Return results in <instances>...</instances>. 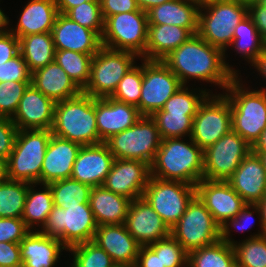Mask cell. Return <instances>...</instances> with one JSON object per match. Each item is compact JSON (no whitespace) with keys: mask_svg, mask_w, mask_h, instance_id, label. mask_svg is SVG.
<instances>
[{"mask_svg":"<svg viewBox=\"0 0 266 267\" xmlns=\"http://www.w3.org/2000/svg\"><path fill=\"white\" fill-rule=\"evenodd\" d=\"M112 267H135L133 265H126V264H114Z\"/></svg>","mask_w":266,"mask_h":267,"instance_id":"89a4df30","label":"cell"},{"mask_svg":"<svg viewBox=\"0 0 266 267\" xmlns=\"http://www.w3.org/2000/svg\"><path fill=\"white\" fill-rule=\"evenodd\" d=\"M196 195V186L181 181L150 177L142 197L171 229Z\"/></svg>","mask_w":266,"mask_h":267,"instance_id":"7c38bea8","label":"cell"},{"mask_svg":"<svg viewBox=\"0 0 266 267\" xmlns=\"http://www.w3.org/2000/svg\"><path fill=\"white\" fill-rule=\"evenodd\" d=\"M74 267H112L115 263L109 254L93 241H87L68 249Z\"/></svg>","mask_w":266,"mask_h":267,"instance_id":"b9f144b4","label":"cell"},{"mask_svg":"<svg viewBox=\"0 0 266 267\" xmlns=\"http://www.w3.org/2000/svg\"><path fill=\"white\" fill-rule=\"evenodd\" d=\"M90 0H56L58 13L66 14L71 8Z\"/></svg>","mask_w":266,"mask_h":267,"instance_id":"680465c9","label":"cell"},{"mask_svg":"<svg viewBox=\"0 0 266 267\" xmlns=\"http://www.w3.org/2000/svg\"><path fill=\"white\" fill-rule=\"evenodd\" d=\"M31 81L0 82V117L12 118L16 113L20 99Z\"/></svg>","mask_w":266,"mask_h":267,"instance_id":"7dc6e473","label":"cell"},{"mask_svg":"<svg viewBox=\"0 0 266 267\" xmlns=\"http://www.w3.org/2000/svg\"><path fill=\"white\" fill-rule=\"evenodd\" d=\"M0 266H22L20 243L0 242Z\"/></svg>","mask_w":266,"mask_h":267,"instance_id":"f5cc1de1","label":"cell"},{"mask_svg":"<svg viewBox=\"0 0 266 267\" xmlns=\"http://www.w3.org/2000/svg\"><path fill=\"white\" fill-rule=\"evenodd\" d=\"M199 7L193 0H171L147 12L148 25H177L198 32Z\"/></svg>","mask_w":266,"mask_h":267,"instance_id":"f546056e","label":"cell"},{"mask_svg":"<svg viewBox=\"0 0 266 267\" xmlns=\"http://www.w3.org/2000/svg\"><path fill=\"white\" fill-rule=\"evenodd\" d=\"M261 212V223L264 228V234L266 235V194L264 197L256 204Z\"/></svg>","mask_w":266,"mask_h":267,"instance_id":"6125c7cd","label":"cell"},{"mask_svg":"<svg viewBox=\"0 0 266 267\" xmlns=\"http://www.w3.org/2000/svg\"><path fill=\"white\" fill-rule=\"evenodd\" d=\"M196 195L221 227L247 204L227 181L202 179L196 184Z\"/></svg>","mask_w":266,"mask_h":267,"instance_id":"2e32d148","label":"cell"},{"mask_svg":"<svg viewBox=\"0 0 266 267\" xmlns=\"http://www.w3.org/2000/svg\"><path fill=\"white\" fill-rule=\"evenodd\" d=\"M19 51L31 73L45 67L54 61L55 57L52 33L46 32L20 37Z\"/></svg>","mask_w":266,"mask_h":267,"instance_id":"d6a6232c","label":"cell"},{"mask_svg":"<svg viewBox=\"0 0 266 267\" xmlns=\"http://www.w3.org/2000/svg\"><path fill=\"white\" fill-rule=\"evenodd\" d=\"M148 15L143 10L118 13L104 20L102 46L128 51L145 60Z\"/></svg>","mask_w":266,"mask_h":267,"instance_id":"30bf717a","label":"cell"},{"mask_svg":"<svg viewBox=\"0 0 266 267\" xmlns=\"http://www.w3.org/2000/svg\"><path fill=\"white\" fill-rule=\"evenodd\" d=\"M259 3H260L262 6L266 7V0H260Z\"/></svg>","mask_w":266,"mask_h":267,"instance_id":"2644e50d","label":"cell"},{"mask_svg":"<svg viewBox=\"0 0 266 267\" xmlns=\"http://www.w3.org/2000/svg\"><path fill=\"white\" fill-rule=\"evenodd\" d=\"M8 179V159L0 158V183Z\"/></svg>","mask_w":266,"mask_h":267,"instance_id":"e7e4bbea","label":"cell"},{"mask_svg":"<svg viewBox=\"0 0 266 267\" xmlns=\"http://www.w3.org/2000/svg\"><path fill=\"white\" fill-rule=\"evenodd\" d=\"M93 56L70 50H55L54 61L83 90L89 82Z\"/></svg>","mask_w":266,"mask_h":267,"instance_id":"d590c367","label":"cell"},{"mask_svg":"<svg viewBox=\"0 0 266 267\" xmlns=\"http://www.w3.org/2000/svg\"><path fill=\"white\" fill-rule=\"evenodd\" d=\"M68 248L57 238L30 231L20 242L22 267H55Z\"/></svg>","mask_w":266,"mask_h":267,"instance_id":"484cf974","label":"cell"},{"mask_svg":"<svg viewBox=\"0 0 266 267\" xmlns=\"http://www.w3.org/2000/svg\"><path fill=\"white\" fill-rule=\"evenodd\" d=\"M10 20L9 17L4 13V10L0 8V34H4L6 32H9V26H10ZM8 28V29H7Z\"/></svg>","mask_w":266,"mask_h":267,"instance_id":"be15d7a7","label":"cell"},{"mask_svg":"<svg viewBox=\"0 0 266 267\" xmlns=\"http://www.w3.org/2000/svg\"><path fill=\"white\" fill-rule=\"evenodd\" d=\"M230 47L237 54H240L239 56L244 58L248 65H251L259 53L266 47V42L259 36L256 27L248 15L235 27Z\"/></svg>","mask_w":266,"mask_h":267,"instance_id":"e575fe53","label":"cell"},{"mask_svg":"<svg viewBox=\"0 0 266 267\" xmlns=\"http://www.w3.org/2000/svg\"><path fill=\"white\" fill-rule=\"evenodd\" d=\"M195 2V4L201 8L203 6H206L208 4H211V3H215V2H218V1H223V0H193Z\"/></svg>","mask_w":266,"mask_h":267,"instance_id":"03108f58","label":"cell"},{"mask_svg":"<svg viewBox=\"0 0 266 267\" xmlns=\"http://www.w3.org/2000/svg\"><path fill=\"white\" fill-rule=\"evenodd\" d=\"M50 186L53 204L60 207L63 203H89L92 187L73 178L61 179L48 184Z\"/></svg>","mask_w":266,"mask_h":267,"instance_id":"60d3db41","label":"cell"},{"mask_svg":"<svg viewBox=\"0 0 266 267\" xmlns=\"http://www.w3.org/2000/svg\"><path fill=\"white\" fill-rule=\"evenodd\" d=\"M151 177L150 165L139 160L115 159L103 186L131 200L142 197Z\"/></svg>","mask_w":266,"mask_h":267,"instance_id":"e0dca14e","label":"cell"},{"mask_svg":"<svg viewBox=\"0 0 266 267\" xmlns=\"http://www.w3.org/2000/svg\"><path fill=\"white\" fill-rule=\"evenodd\" d=\"M55 50H70L94 56L102 47L101 37L93 30L58 13L52 28Z\"/></svg>","mask_w":266,"mask_h":267,"instance_id":"ffe728a7","label":"cell"},{"mask_svg":"<svg viewBox=\"0 0 266 267\" xmlns=\"http://www.w3.org/2000/svg\"><path fill=\"white\" fill-rule=\"evenodd\" d=\"M148 246L160 253L162 267H187L188 252L171 234Z\"/></svg>","mask_w":266,"mask_h":267,"instance_id":"bcb514c9","label":"cell"},{"mask_svg":"<svg viewBox=\"0 0 266 267\" xmlns=\"http://www.w3.org/2000/svg\"><path fill=\"white\" fill-rule=\"evenodd\" d=\"M100 7L104 20L118 13L140 10L136 0H100Z\"/></svg>","mask_w":266,"mask_h":267,"instance_id":"816d5d0a","label":"cell"},{"mask_svg":"<svg viewBox=\"0 0 266 267\" xmlns=\"http://www.w3.org/2000/svg\"><path fill=\"white\" fill-rule=\"evenodd\" d=\"M18 129L11 118L0 117V158L9 159Z\"/></svg>","mask_w":266,"mask_h":267,"instance_id":"f907efd6","label":"cell"},{"mask_svg":"<svg viewBox=\"0 0 266 267\" xmlns=\"http://www.w3.org/2000/svg\"><path fill=\"white\" fill-rule=\"evenodd\" d=\"M115 264L135 266L141 245L127 231L125 224L97 226L92 240Z\"/></svg>","mask_w":266,"mask_h":267,"instance_id":"d4e9b609","label":"cell"},{"mask_svg":"<svg viewBox=\"0 0 266 267\" xmlns=\"http://www.w3.org/2000/svg\"><path fill=\"white\" fill-rule=\"evenodd\" d=\"M32 73L22 55L8 60L0 65V82L4 81H31Z\"/></svg>","mask_w":266,"mask_h":267,"instance_id":"c3c4849f","label":"cell"},{"mask_svg":"<svg viewBox=\"0 0 266 267\" xmlns=\"http://www.w3.org/2000/svg\"><path fill=\"white\" fill-rule=\"evenodd\" d=\"M97 230L89 203H63L53 206L47 221L39 231L57 238L68 249L87 241H92Z\"/></svg>","mask_w":266,"mask_h":267,"instance_id":"8992f818","label":"cell"},{"mask_svg":"<svg viewBox=\"0 0 266 267\" xmlns=\"http://www.w3.org/2000/svg\"><path fill=\"white\" fill-rule=\"evenodd\" d=\"M247 15L251 18L259 36L266 42V7L259 2L247 7Z\"/></svg>","mask_w":266,"mask_h":267,"instance_id":"11a10c76","label":"cell"},{"mask_svg":"<svg viewBox=\"0 0 266 267\" xmlns=\"http://www.w3.org/2000/svg\"><path fill=\"white\" fill-rule=\"evenodd\" d=\"M221 227L210 211L195 195L188 203L185 213L170 229V234L189 253L220 240Z\"/></svg>","mask_w":266,"mask_h":267,"instance_id":"8fae6325","label":"cell"},{"mask_svg":"<svg viewBox=\"0 0 266 267\" xmlns=\"http://www.w3.org/2000/svg\"><path fill=\"white\" fill-rule=\"evenodd\" d=\"M29 184L10 179L0 183V218H22Z\"/></svg>","mask_w":266,"mask_h":267,"instance_id":"8d00e7d4","label":"cell"},{"mask_svg":"<svg viewBox=\"0 0 266 267\" xmlns=\"http://www.w3.org/2000/svg\"><path fill=\"white\" fill-rule=\"evenodd\" d=\"M72 21L95 31L100 37L104 31V18L100 0H90L71 8L66 14Z\"/></svg>","mask_w":266,"mask_h":267,"instance_id":"ee69618b","label":"cell"},{"mask_svg":"<svg viewBox=\"0 0 266 267\" xmlns=\"http://www.w3.org/2000/svg\"><path fill=\"white\" fill-rule=\"evenodd\" d=\"M226 181L247 204H257L266 194V171L252 150Z\"/></svg>","mask_w":266,"mask_h":267,"instance_id":"cb8c5ba5","label":"cell"},{"mask_svg":"<svg viewBox=\"0 0 266 267\" xmlns=\"http://www.w3.org/2000/svg\"><path fill=\"white\" fill-rule=\"evenodd\" d=\"M259 219V226L261 231H264L261 223V212L256 204H246L245 207L234 217L229 219L226 223L221 226L220 239L229 245H234L237 241L232 238L231 232L235 229L239 232L248 231L254 224L253 215ZM232 227V228H231ZM234 228V229H233ZM231 236V237H230Z\"/></svg>","mask_w":266,"mask_h":267,"instance_id":"f6af8a7d","label":"cell"},{"mask_svg":"<svg viewBox=\"0 0 266 267\" xmlns=\"http://www.w3.org/2000/svg\"><path fill=\"white\" fill-rule=\"evenodd\" d=\"M204 89V90H203ZM190 89L182 85L166 102L162 108L167 113H184V115H196L199 106L213 92L205 88ZM198 90V91H197ZM196 91V92H195Z\"/></svg>","mask_w":266,"mask_h":267,"instance_id":"ab89813d","label":"cell"},{"mask_svg":"<svg viewBox=\"0 0 266 267\" xmlns=\"http://www.w3.org/2000/svg\"><path fill=\"white\" fill-rule=\"evenodd\" d=\"M193 34L177 25H148L145 60L162 61Z\"/></svg>","mask_w":266,"mask_h":267,"instance_id":"4dcf8cb0","label":"cell"},{"mask_svg":"<svg viewBox=\"0 0 266 267\" xmlns=\"http://www.w3.org/2000/svg\"><path fill=\"white\" fill-rule=\"evenodd\" d=\"M187 267H237L232 245L221 239L188 253Z\"/></svg>","mask_w":266,"mask_h":267,"instance_id":"836d02e7","label":"cell"},{"mask_svg":"<svg viewBox=\"0 0 266 267\" xmlns=\"http://www.w3.org/2000/svg\"><path fill=\"white\" fill-rule=\"evenodd\" d=\"M55 104L30 84L11 120L18 130H51Z\"/></svg>","mask_w":266,"mask_h":267,"instance_id":"d6986e66","label":"cell"},{"mask_svg":"<svg viewBox=\"0 0 266 267\" xmlns=\"http://www.w3.org/2000/svg\"><path fill=\"white\" fill-rule=\"evenodd\" d=\"M132 200L106 189L92 187L89 204L97 226L124 224Z\"/></svg>","mask_w":266,"mask_h":267,"instance_id":"f1b7e54d","label":"cell"},{"mask_svg":"<svg viewBox=\"0 0 266 267\" xmlns=\"http://www.w3.org/2000/svg\"><path fill=\"white\" fill-rule=\"evenodd\" d=\"M52 134L82 146L102 143L97 131L95 98L79 95L56 102Z\"/></svg>","mask_w":266,"mask_h":267,"instance_id":"277c9868","label":"cell"},{"mask_svg":"<svg viewBox=\"0 0 266 267\" xmlns=\"http://www.w3.org/2000/svg\"><path fill=\"white\" fill-rule=\"evenodd\" d=\"M29 232L22 218H0V242L20 243Z\"/></svg>","mask_w":266,"mask_h":267,"instance_id":"681fc988","label":"cell"},{"mask_svg":"<svg viewBox=\"0 0 266 267\" xmlns=\"http://www.w3.org/2000/svg\"><path fill=\"white\" fill-rule=\"evenodd\" d=\"M114 160L104 142L82 146L74 162L71 178L91 187L101 186Z\"/></svg>","mask_w":266,"mask_h":267,"instance_id":"7402d4cb","label":"cell"},{"mask_svg":"<svg viewBox=\"0 0 266 267\" xmlns=\"http://www.w3.org/2000/svg\"><path fill=\"white\" fill-rule=\"evenodd\" d=\"M36 185L42 186V190L36 191ZM53 206V196L48 184H29L22 216L27 228L30 231L42 229Z\"/></svg>","mask_w":266,"mask_h":267,"instance_id":"1f68e13d","label":"cell"},{"mask_svg":"<svg viewBox=\"0 0 266 267\" xmlns=\"http://www.w3.org/2000/svg\"><path fill=\"white\" fill-rule=\"evenodd\" d=\"M19 53V39L10 31L0 34V65Z\"/></svg>","mask_w":266,"mask_h":267,"instance_id":"db71d44e","label":"cell"},{"mask_svg":"<svg viewBox=\"0 0 266 267\" xmlns=\"http://www.w3.org/2000/svg\"><path fill=\"white\" fill-rule=\"evenodd\" d=\"M51 130H18L8 159L10 180L40 184L41 168Z\"/></svg>","mask_w":266,"mask_h":267,"instance_id":"52a82bcc","label":"cell"},{"mask_svg":"<svg viewBox=\"0 0 266 267\" xmlns=\"http://www.w3.org/2000/svg\"><path fill=\"white\" fill-rule=\"evenodd\" d=\"M143 61L141 97L136 106L142 116H151L182 86L178 77L162 61Z\"/></svg>","mask_w":266,"mask_h":267,"instance_id":"9a60e30c","label":"cell"},{"mask_svg":"<svg viewBox=\"0 0 266 267\" xmlns=\"http://www.w3.org/2000/svg\"><path fill=\"white\" fill-rule=\"evenodd\" d=\"M251 150L252 147L231 130L203 150V179L228 180Z\"/></svg>","mask_w":266,"mask_h":267,"instance_id":"5bb4252c","label":"cell"},{"mask_svg":"<svg viewBox=\"0 0 266 267\" xmlns=\"http://www.w3.org/2000/svg\"><path fill=\"white\" fill-rule=\"evenodd\" d=\"M254 234L233 245L237 267H266V235L261 230Z\"/></svg>","mask_w":266,"mask_h":267,"instance_id":"74e56055","label":"cell"},{"mask_svg":"<svg viewBox=\"0 0 266 267\" xmlns=\"http://www.w3.org/2000/svg\"><path fill=\"white\" fill-rule=\"evenodd\" d=\"M254 153H256L259 156V158L262 161L263 167L266 171V152H254Z\"/></svg>","mask_w":266,"mask_h":267,"instance_id":"003e7915","label":"cell"},{"mask_svg":"<svg viewBox=\"0 0 266 267\" xmlns=\"http://www.w3.org/2000/svg\"><path fill=\"white\" fill-rule=\"evenodd\" d=\"M242 81L236 76L224 95L230 101L232 131L252 147L266 129V92L245 87Z\"/></svg>","mask_w":266,"mask_h":267,"instance_id":"3957f363","label":"cell"},{"mask_svg":"<svg viewBox=\"0 0 266 267\" xmlns=\"http://www.w3.org/2000/svg\"><path fill=\"white\" fill-rule=\"evenodd\" d=\"M135 267H162L160 253H155L149 246H141Z\"/></svg>","mask_w":266,"mask_h":267,"instance_id":"9f6ffc18","label":"cell"},{"mask_svg":"<svg viewBox=\"0 0 266 267\" xmlns=\"http://www.w3.org/2000/svg\"><path fill=\"white\" fill-rule=\"evenodd\" d=\"M82 145L51 135L40 175V184L71 178L73 165Z\"/></svg>","mask_w":266,"mask_h":267,"instance_id":"603a6c76","label":"cell"},{"mask_svg":"<svg viewBox=\"0 0 266 267\" xmlns=\"http://www.w3.org/2000/svg\"><path fill=\"white\" fill-rule=\"evenodd\" d=\"M58 14L56 0H29L16 23L9 31L18 39L30 34L52 32Z\"/></svg>","mask_w":266,"mask_h":267,"instance_id":"4316f807","label":"cell"},{"mask_svg":"<svg viewBox=\"0 0 266 267\" xmlns=\"http://www.w3.org/2000/svg\"><path fill=\"white\" fill-rule=\"evenodd\" d=\"M31 84L55 103L73 98L82 92L55 61L34 71Z\"/></svg>","mask_w":266,"mask_h":267,"instance_id":"83f0119b","label":"cell"},{"mask_svg":"<svg viewBox=\"0 0 266 267\" xmlns=\"http://www.w3.org/2000/svg\"><path fill=\"white\" fill-rule=\"evenodd\" d=\"M231 130L230 101L224 93L210 94L199 106L193 118L190 138L205 150Z\"/></svg>","mask_w":266,"mask_h":267,"instance_id":"4fadbf2b","label":"cell"},{"mask_svg":"<svg viewBox=\"0 0 266 267\" xmlns=\"http://www.w3.org/2000/svg\"><path fill=\"white\" fill-rule=\"evenodd\" d=\"M95 115L102 142L133 126L142 117L136 106L111 97L95 98Z\"/></svg>","mask_w":266,"mask_h":267,"instance_id":"44dd1931","label":"cell"},{"mask_svg":"<svg viewBox=\"0 0 266 267\" xmlns=\"http://www.w3.org/2000/svg\"><path fill=\"white\" fill-rule=\"evenodd\" d=\"M188 139L162 140L150 166L152 177L195 186L203 179V150L190 137Z\"/></svg>","mask_w":266,"mask_h":267,"instance_id":"7a4b0ae2","label":"cell"},{"mask_svg":"<svg viewBox=\"0 0 266 267\" xmlns=\"http://www.w3.org/2000/svg\"><path fill=\"white\" fill-rule=\"evenodd\" d=\"M137 58L140 59L132 52L102 46L93 56L90 79L82 92L93 98L110 97Z\"/></svg>","mask_w":266,"mask_h":267,"instance_id":"9c48e42d","label":"cell"},{"mask_svg":"<svg viewBox=\"0 0 266 267\" xmlns=\"http://www.w3.org/2000/svg\"><path fill=\"white\" fill-rule=\"evenodd\" d=\"M162 62L178 77L182 85L189 79L214 84L224 90L236 77L226 66L224 52L198 34L166 56Z\"/></svg>","mask_w":266,"mask_h":267,"instance_id":"6da1fadb","label":"cell"},{"mask_svg":"<svg viewBox=\"0 0 266 267\" xmlns=\"http://www.w3.org/2000/svg\"><path fill=\"white\" fill-rule=\"evenodd\" d=\"M140 66L135 64L120 80L111 98L137 106L141 97L143 81V62Z\"/></svg>","mask_w":266,"mask_h":267,"instance_id":"7bdbcfd3","label":"cell"},{"mask_svg":"<svg viewBox=\"0 0 266 267\" xmlns=\"http://www.w3.org/2000/svg\"><path fill=\"white\" fill-rule=\"evenodd\" d=\"M251 66L256 69L257 72H259V76H262L265 80L266 84V47L259 53V55L256 57L255 61L251 64ZM261 91L266 92V86L261 87Z\"/></svg>","mask_w":266,"mask_h":267,"instance_id":"6f0895ef","label":"cell"},{"mask_svg":"<svg viewBox=\"0 0 266 267\" xmlns=\"http://www.w3.org/2000/svg\"><path fill=\"white\" fill-rule=\"evenodd\" d=\"M246 16L247 6L236 0L218 1L199 9L197 34L224 52L225 64L235 76H239V70H235L226 61V51L233 41L235 27Z\"/></svg>","mask_w":266,"mask_h":267,"instance_id":"5b68a950","label":"cell"},{"mask_svg":"<svg viewBox=\"0 0 266 267\" xmlns=\"http://www.w3.org/2000/svg\"><path fill=\"white\" fill-rule=\"evenodd\" d=\"M169 1L171 0H136L137 5L140 8V10H143L146 13L153 7L161 5Z\"/></svg>","mask_w":266,"mask_h":267,"instance_id":"91938a15","label":"cell"},{"mask_svg":"<svg viewBox=\"0 0 266 267\" xmlns=\"http://www.w3.org/2000/svg\"><path fill=\"white\" fill-rule=\"evenodd\" d=\"M124 224L141 246H148L170 235L168 226L143 197L132 200Z\"/></svg>","mask_w":266,"mask_h":267,"instance_id":"ac0fdd59","label":"cell"},{"mask_svg":"<svg viewBox=\"0 0 266 267\" xmlns=\"http://www.w3.org/2000/svg\"><path fill=\"white\" fill-rule=\"evenodd\" d=\"M236 1L248 7L252 4L258 3L260 0H236Z\"/></svg>","mask_w":266,"mask_h":267,"instance_id":"a7ac6f4b","label":"cell"},{"mask_svg":"<svg viewBox=\"0 0 266 267\" xmlns=\"http://www.w3.org/2000/svg\"><path fill=\"white\" fill-rule=\"evenodd\" d=\"M161 142L155 121L150 116H142L133 126L104 143L115 159L139 160L151 166Z\"/></svg>","mask_w":266,"mask_h":267,"instance_id":"ba28073f","label":"cell"},{"mask_svg":"<svg viewBox=\"0 0 266 267\" xmlns=\"http://www.w3.org/2000/svg\"><path fill=\"white\" fill-rule=\"evenodd\" d=\"M253 152H266V129L261 133L260 138L252 146Z\"/></svg>","mask_w":266,"mask_h":267,"instance_id":"94428289","label":"cell"},{"mask_svg":"<svg viewBox=\"0 0 266 267\" xmlns=\"http://www.w3.org/2000/svg\"><path fill=\"white\" fill-rule=\"evenodd\" d=\"M195 115L184 113H167L163 109L155 111L150 117L155 121L163 139L190 137Z\"/></svg>","mask_w":266,"mask_h":267,"instance_id":"f35d334b","label":"cell"}]
</instances>
